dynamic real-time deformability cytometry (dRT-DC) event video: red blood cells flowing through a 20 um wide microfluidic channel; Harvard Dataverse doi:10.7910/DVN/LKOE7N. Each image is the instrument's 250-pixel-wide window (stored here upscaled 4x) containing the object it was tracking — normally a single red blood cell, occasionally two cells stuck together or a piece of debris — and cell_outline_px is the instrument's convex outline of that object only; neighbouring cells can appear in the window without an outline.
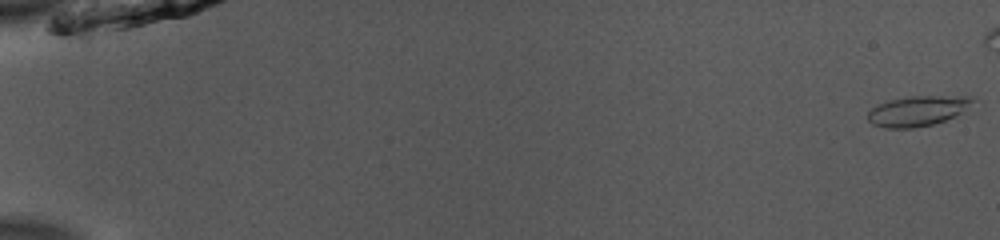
{"species": "common noctule bat (a hibernating species)", "species_latin": "Nyctalus noctula", "temperature_condition": "room temperature", "stored_images_in_passage": 48, "segment_of_instrument_passage": [1, 2], "camera_frame_rate_fps": 3000, "um_per_image_px": 0.085, "animal": {"sex": "male", "body_mass_g": 13.0, "forearm_length_mm": 53.1}, "frame": {"image": 1, "passage_image": 1, "time_ms": 0.0, "image_size_px": [1000, 240], "cell_outline_px": [[976, 100], [956, 116], [932, 124], [912, 128], [888, 128], [872, 124], [868, 120], [868, 112], [872, 108], [880, 104], [892, 100], [908, 96], [972, 96]], "centroid_in_image_um": [78.01, 9.42], "position_along_channel_um": 7.0, "area_um2": 18.21}}
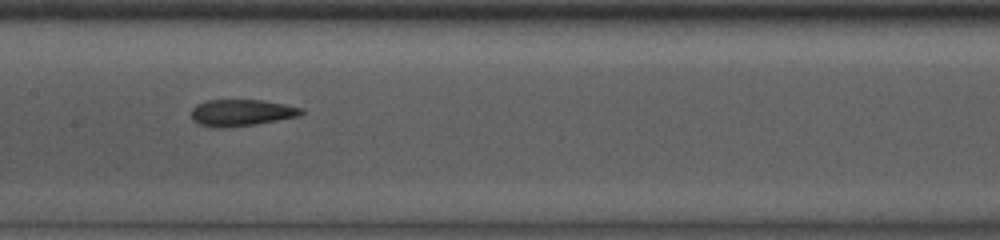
{"frame": {"image": 2, "passage_image": 28, "time_ms": 9.0, "image_size_px": [1000, 240], "cell_outline_px": [[304, 112], [300, 116], [256, 124], [224, 128], [216, 128], [200, 124], [192, 120], [192, 108], [196, 104], [204, 100], [264, 100], [304, 108]], "centroid_in_image_um": [20.53, 9.57], "position_along_channel_um": 186.9, "area_um2": 17.22}}
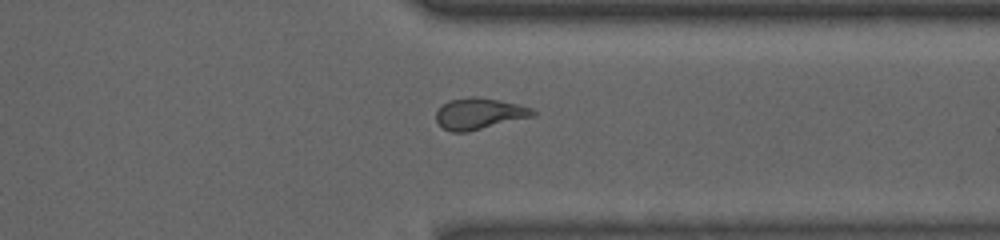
{"frame": {"image": 3, "passage_image": 42, "time_ms": 13.667, "image_size_px": [1000, 240], "cell_outline_px": [[536, 116], [468, 132], [452, 132], [444, 128], [436, 120], [436, 112], [448, 100], [468, 96], [476, 96], [500, 100], [532, 108], [536, 112]], "centroid_in_image_um": [40.76, 9.66], "position_along_channel_um": 370.6, "area_um2": 17.74}}